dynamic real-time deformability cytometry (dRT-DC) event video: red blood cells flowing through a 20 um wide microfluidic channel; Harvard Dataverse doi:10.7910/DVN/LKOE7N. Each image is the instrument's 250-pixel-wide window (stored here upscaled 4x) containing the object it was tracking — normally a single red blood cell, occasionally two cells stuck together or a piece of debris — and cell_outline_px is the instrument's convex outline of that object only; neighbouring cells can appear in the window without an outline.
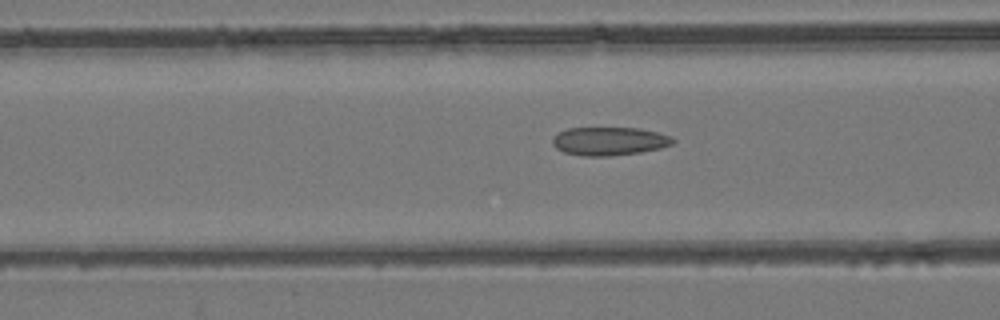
{"species": "common noctule bat (a hibernating species)", "species_latin": "Nyctalus noctula", "temperature_condition": "room temperature", "stored_images_in_passage": 53, "camera_frame_rate_fps": 3000, "um_per_image_px": 0.085, "animal": {"sex": "female", "body_mass_g": 24.6, "forearm_length_mm": 56.2}, "frame": {"image": 1, "passage_image": 21, "time_ms": 6.667, "image_size_px": [1000, 320], "cell_outline_px": [[676, 140], [672, 144], [660, 148], [640, 152], [612, 156], [584, 156], [564, 152], [556, 148], [552, 144], [552, 136], [568, 128], [640, 128], [672, 136]], "centroid_in_image_um": [51.79, 12.0], "position_along_channel_um": 114.8, "area_um2": 19.94}}
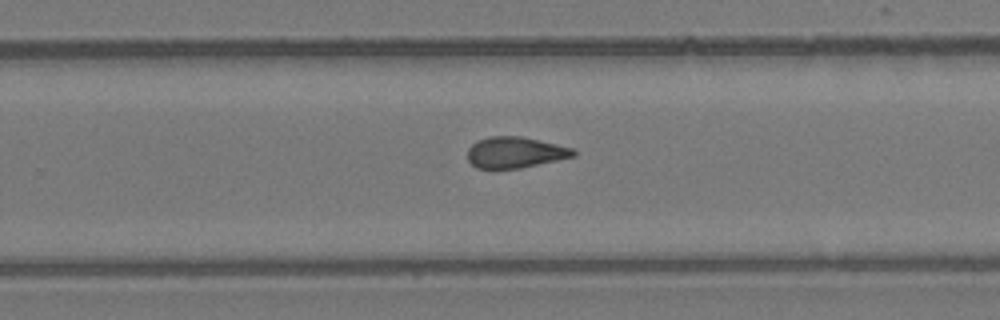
{"frame": {"image": 2, "passage_image": 34, "time_ms": 11.0, "image_size_px": [1000, 320], "cell_outline_px": [[576, 156], [520, 168], [476, 168], [468, 160], [468, 148], [476, 140], [488, 136], [520, 136], [556, 144], [572, 148], [576, 152]], "centroid_in_image_um": [43.76, 12.95], "position_along_channel_um": 286.0, "area_um2": 19.07}}
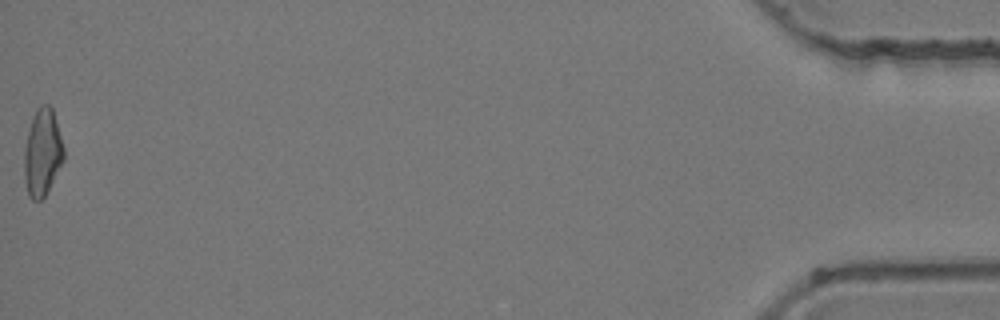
{"frame": {"image": 3, "passage_image": 53, "time_ms": 17.333, "image_size_px": [1000, 320], "cell_outline_px": [[64, 160], [44, 196], [40, 200], [32, 200], [28, 196], [24, 176], [24, 148], [32, 116], [36, 108], [40, 104], [48, 104], [52, 108], [64, 148]], "centroid_in_image_um": [3.59, 12.94], "position_along_channel_um": 431.6, "area_um2": 20.0}, "authors_computed_cell_mechanics": {"area_um2": 19.8832, "velocity_mm_per_s": 3.9447, "shape_relaxation_time_tau1_ms": null, "shape_relaxation_time_tau2_ms": 2.7128, "deformation_change_tau1": null, "deformation_change_tau2": 0.1108}}